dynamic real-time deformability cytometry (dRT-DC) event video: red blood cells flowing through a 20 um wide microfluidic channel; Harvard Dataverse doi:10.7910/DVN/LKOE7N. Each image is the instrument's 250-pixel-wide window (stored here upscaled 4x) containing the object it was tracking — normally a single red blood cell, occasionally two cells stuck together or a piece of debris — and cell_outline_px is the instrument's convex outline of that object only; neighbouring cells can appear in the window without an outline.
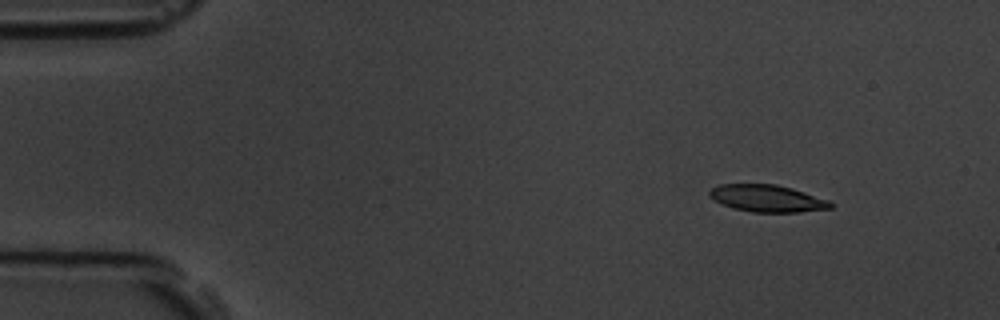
{"species": "common noctule bat (a hibernating species)", "species_latin": "Nyctalus noctula", "temperature_condition": "room temperature", "stored_images_in_passage": 4, "camera_frame_rate_fps": 3000, "um_per_image_px": 0.085, "animal": {"sex": "male", "body_mass_g": 19.5, "forearm_length_mm": 54.6}, "frame": {"image": 1, "passage_image": 1, "time_ms": 0.0, "image_size_px": [1000, 320], "cell_outline_px": [[832, 208], [800, 212], [752, 212], [732, 208], [720, 204], [708, 196], [708, 192], [712, 188], [720, 184], [776, 184], [792, 188], [828, 200], [832, 204]], "centroid_in_image_um": [65.16, 16.86], "position_along_channel_um": 19.8, "area_um2": 19.13}}